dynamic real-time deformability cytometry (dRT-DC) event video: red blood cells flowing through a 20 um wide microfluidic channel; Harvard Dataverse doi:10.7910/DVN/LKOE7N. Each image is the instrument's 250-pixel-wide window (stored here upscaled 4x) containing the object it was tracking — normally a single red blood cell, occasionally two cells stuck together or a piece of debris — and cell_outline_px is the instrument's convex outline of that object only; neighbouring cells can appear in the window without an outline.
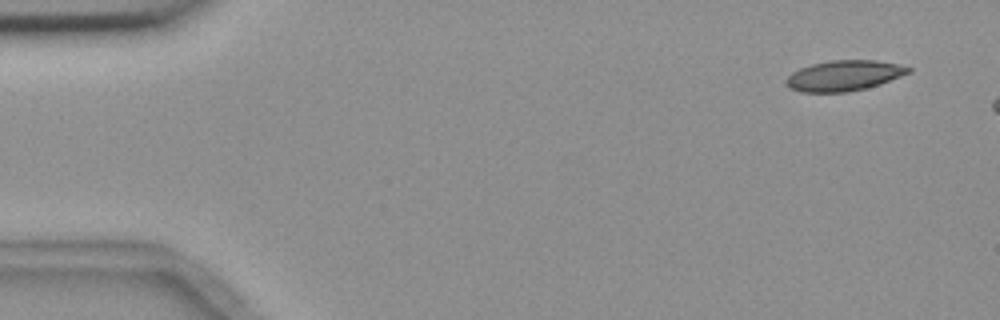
{"species": "common noctule bat (a hibernating species)", "species_latin": "Nyctalus noctula", "temperature_condition": "room temperature", "stored_images_in_passage": 4, "camera_frame_rate_fps": 3000, "um_per_image_px": 0.085, "animal": {"sex": "female", "body_mass_g": 18.4}, "frame": {"image": 1, "passage_image": 1, "time_ms": 0.0, "image_size_px": [1000, 320], "cell_outline_px": [[912, 72], [880, 84], [848, 92], [800, 92], [788, 88], [784, 84], [784, 80], [792, 72], [800, 68], [812, 64], [832, 60], [876, 60], [896, 64], [912, 68]], "centroid_in_image_um": [71.7, 6.43], "position_along_channel_um": 13.3, "area_um2": 21.79}}